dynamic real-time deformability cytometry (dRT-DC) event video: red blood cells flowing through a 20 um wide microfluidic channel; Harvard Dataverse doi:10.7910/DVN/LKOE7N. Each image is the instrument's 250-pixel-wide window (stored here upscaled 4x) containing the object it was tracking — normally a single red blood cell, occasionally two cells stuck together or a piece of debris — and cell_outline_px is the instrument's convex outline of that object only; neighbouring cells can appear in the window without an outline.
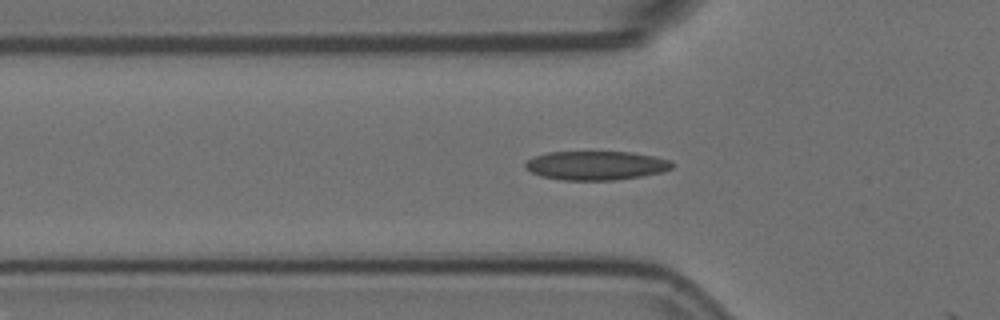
{"species": "Egyptian fruit bat (a non-hibernating species)", "species_latin": "Rousettus aegyptiacus", "temperature_condition": "room temperature", "stored_images_in_passage": 18, "camera_frame_rate_fps": 3000, "um_per_image_px": 0.085, "animal": {"sex": "female"}, "frame": {"image": 1, "passage_image": 17, "time_ms": 5.333, "image_size_px": [1000, 320], "cell_outline_px": [[676, 164], [672, 168], [660, 172], [640, 176], [616, 180], [564, 180], [540, 176], [524, 168], [524, 164], [528, 160], [536, 156], [548, 152], [632, 152], [656, 156], [672, 160]], "centroid_in_image_um": [50.7, 14.06], "position_along_channel_um": 75.1, "area_um2": 24.85}}